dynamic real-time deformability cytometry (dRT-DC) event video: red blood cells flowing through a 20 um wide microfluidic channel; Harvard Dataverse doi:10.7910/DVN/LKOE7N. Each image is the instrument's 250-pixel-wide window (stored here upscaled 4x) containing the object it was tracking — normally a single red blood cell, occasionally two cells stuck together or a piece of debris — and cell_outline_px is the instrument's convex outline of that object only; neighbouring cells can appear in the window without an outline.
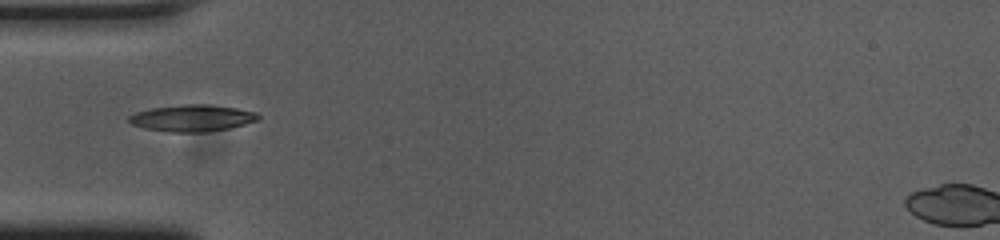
{"species": "common noctule bat (a hibernating species)", "species_latin": "Nyctalus noctula", "temperature_condition": "cold", "stored_images_in_passage": 38, "camera_frame_rate_fps": 3000, "um_per_image_px": 0.085, "animal": {"sex": "female", "body_mass_g": 23.0, "forearm_length_mm": 53.4}, "frame": {"image": 1, "passage_image": 1, "time_ms": 0.0, "image_size_px": [1000, 240], "cell_outline_px": [[260, 116], [256, 120], [244, 124], [228, 128], [204, 132], [168, 132], [144, 128], [132, 124], [128, 120], [128, 116], [136, 112], [152, 108], [184, 104], [208, 104], [236, 108], [256, 112]], "centroid_in_image_um": [16.31, 10.03], "position_along_channel_um": 68.7, "area_um2": 19.94}}
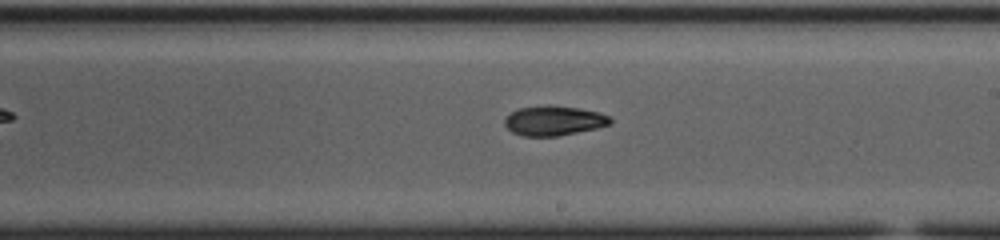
{"frame": {"image": 2, "passage_image": 15, "time_ms": 4.667, "image_size_px": [1000, 240], "cell_outline_px": [[612, 124], [596, 128], [556, 136], [520, 136], [512, 132], [504, 124], [504, 120], [516, 108], [580, 108], [600, 112], [608, 116], [612, 120]], "centroid_in_image_um": [47.09, 10.3], "position_along_channel_um": 241.9, "area_um2": 17.51}}
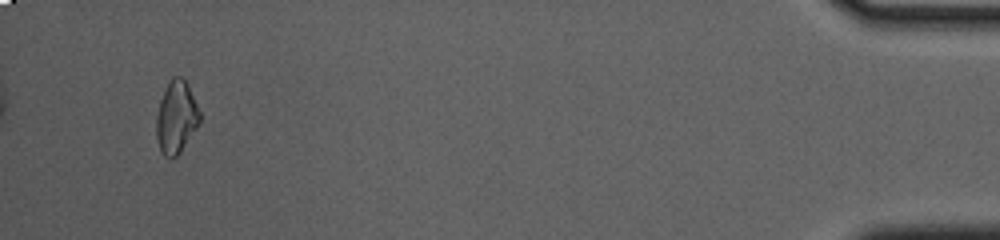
{"frame": {"image": 3, "passage_image": 36, "time_ms": 11.667, "image_size_px": [1000, 240], "cell_outline_px": [[200, 124], [180, 152], [176, 156], [164, 156], [160, 152], [156, 136], [156, 116], [160, 100], [172, 76], [184, 76], [188, 84], [200, 112]], "centroid_in_image_um": [14.99, 9.95], "position_along_channel_um": 420.2, "area_um2": 18.38}, "authors_computed_cell_mechanics": {"area_um2": 18.1781, "velocity_mm_per_s": 3.7073, "shape_relaxation_time_tau1_ms": 4.2373, "shape_relaxation_time_tau2_ms": 7.1747, "deformation_change_tau1": 0.1383, "deformation_change_tau2": 0.1394}}